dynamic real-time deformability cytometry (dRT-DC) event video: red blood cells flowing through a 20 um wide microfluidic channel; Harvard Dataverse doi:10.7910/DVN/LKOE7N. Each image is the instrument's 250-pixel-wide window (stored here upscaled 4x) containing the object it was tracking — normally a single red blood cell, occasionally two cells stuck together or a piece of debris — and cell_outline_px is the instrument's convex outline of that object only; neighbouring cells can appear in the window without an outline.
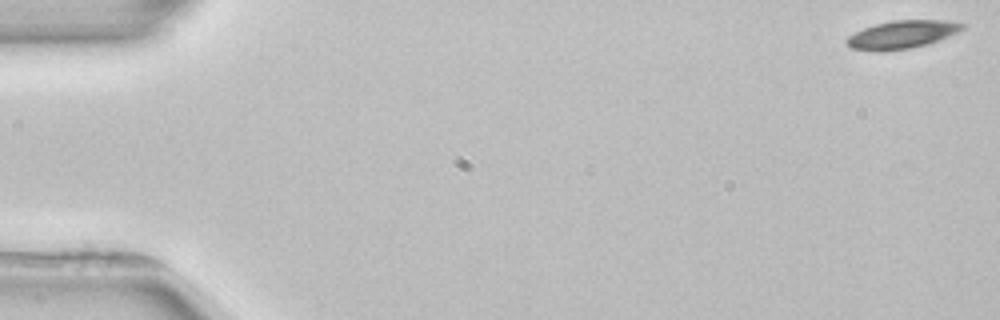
{"species": "common noctule bat (a hibernating species)", "species_latin": "Nyctalus noctula", "temperature_condition": "room temperature", "stored_images_in_passage": 4, "camera_frame_rate_fps": 3000, "um_per_image_px": 0.085, "animal": {"sex": "female", "body_mass_g": 22.7, "forearm_length_mm": 54.2}, "frame": {"image": 1, "passage_image": 1, "time_ms": 0.0, "image_size_px": [1000, 320], "cell_outline_px": [[964, 28], [948, 36], [924, 44], [908, 48], [884, 52], [876, 52], [852, 48], [844, 40], [848, 36], [864, 28], [876, 24], [892, 20], [944, 20], [964, 24]], "centroid_in_image_um": [76.61, 2.94], "position_along_channel_um": 8.4, "area_um2": 18.55}}
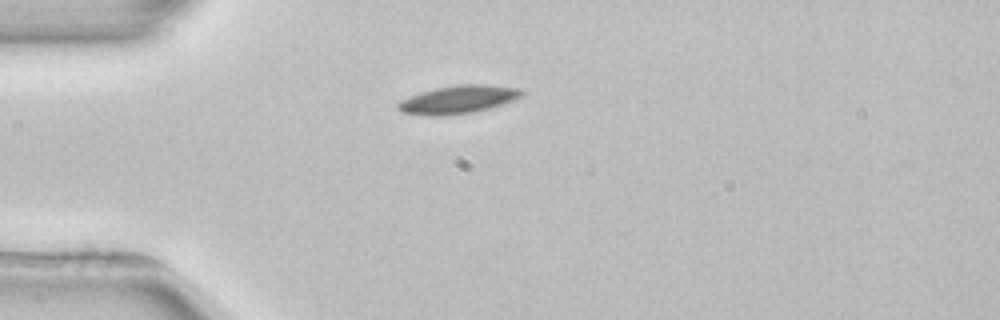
{"frame": {"image": 2, "passage_image": 4, "time_ms": 4.333, "image_size_px": [1000, 320], "cell_outline_px": [[524, 92], [520, 96], [512, 100], [488, 108], [472, 112], [444, 116], [428, 116], [404, 112], [396, 108], [396, 104], [400, 100], [436, 88], [460, 84], [488, 84], [520, 88]], "centroid_in_image_um": [38.93, 8.46], "position_along_channel_um": 46.1, "area_um2": 19.94}}